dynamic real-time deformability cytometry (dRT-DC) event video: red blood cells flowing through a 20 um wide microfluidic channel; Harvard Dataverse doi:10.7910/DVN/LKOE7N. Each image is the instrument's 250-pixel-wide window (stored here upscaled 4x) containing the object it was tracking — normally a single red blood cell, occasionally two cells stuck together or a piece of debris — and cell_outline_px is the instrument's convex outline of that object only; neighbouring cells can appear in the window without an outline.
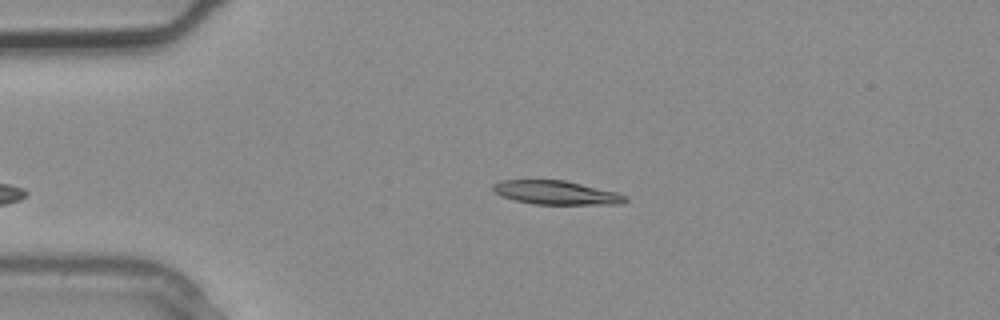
{"species": "common noctule bat (a hibernating species)", "species_latin": "Nyctalus noctula", "temperature_condition": "warm", "stored_images_in_passage": 1, "camera_frame_rate_fps": 3000, "um_per_image_px": 0.085, "animal": {"sex": "male", "body_mass_g": 20.4}, "frame": {"image": 1, "passage_image": 1, "time_ms": 0.0, "image_size_px": [1000, 320], "cell_outline_px": [[628, 200], [624, 204], [536, 204], [516, 200], [500, 196], [492, 188], [492, 184], [500, 180], [564, 180], [616, 192], [624, 196]], "centroid_in_image_um": [47.25, 16.37], "position_along_channel_um": 37.7, "area_um2": 18.15}}